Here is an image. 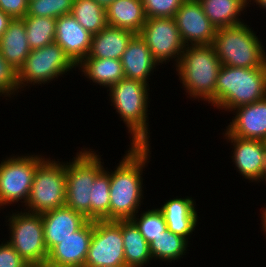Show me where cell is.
Listing matches in <instances>:
<instances>
[{"label":"cell","mask_w":266,"mask_h":267,"mask_svg":"<svg viewBox=\"0 0 266 267\" xmlns=\"http://www.w3.org/2000/svg\"><path fill=\"white\" fill-rule=\"evenodd\" d=\"M149 146L131 145L119 166L110 174V220H128L138 213L143 197L141 175L150 157Z\"/></svg>","instance_id":"1"},{"label":"cell","mask_w":266,"mask_h":267,"mask_svg":"<svg viewBox=\"0 0 266 267\" xmlns=\"http://www.w3.org/2000/svg\"><path fill=\"white\" fill-rule=\"evenodd\" d=\"M266 97V65L240 68L221 65L215 87V107L233 109Z\"/></svg>","instance_id":"2"},{"label":"cell","mask_w":266,"mask_h":267,"mask_svg":"<svg viewBox=\"0 0 266 267\" xmlns=\"http://www.w3.org/2000/svg\"><path fill=\"white\" fill-rule=\"evenodd\" d=\"M176 67L187 93L215 106V87L221 62L213 45L185 46Z\"/></svg>","instance_id":"3"},{"label":"cell","mask_w":266,"mask_h":267,"mask_svg":"<svg viewBox=\"0 0 266 267\" xmlns=\"http://www.w3.org/2000/svg\"><path fill=\"white\" fill-rule=\"evenodd\" d=\"M212 45L221 65L240 68L266 65L263 45L245 23L218 28Z\"/></svg>","instance_id":"4"},{"label":"cell","mask_w":266,"mask_h":267,"mask_svg":"<svg viewBox=\"0 0 266 267\" xmlns=\"http://www.w3.org/2000/svg\"><path fill=\"white\" fill-rule=\"evenodd\" d=\"M148 84L133 79H121L110 90V97L121 120L132 135L131 145H149L147 121Z\"/></svg>","instance_id":"5"},{"label":"cell","mask_w":266,"mask_h":267,"mask_svg":"<svg viewBox=\"0 0 266 267\" xmlns=\"http://www.w3.org/2000/svg\"><path fill=\"white\" fill-rule=\"evenodd\" d=\"M84 150L74 157V161L65 164L66 196L65 206L80 212L90 220V193L96 176L104 169L101 157Z\"/></svg>","instance_id":"6"},{"label":"cell","mask_w":266,"mask_h":267,"mask_svg":"<svg viewBox=\"0 0 266 267\" xmlns=\"http://www.w3.org/2000/svg\"><path fill=\"white\" fill-rule=\"evenodd\" d=\"M50 160V161H49ZM64 164V165H63ZM66 174L65 163L46 158L37 167L26 210L42 214L65 205Z\"/></svg>","instance_id":"7"},{"label":"cell","mask_w":266,"mask_h":267,"mask_svg":"<svg viewBox=\"0 0 266 267\" xmlns=\"http://www.w3.org/2000/svg\"><path fill=\"white\" fill-rule=\"evenodd\" d=\"M9 218L11 237L7 241L28 263H46L48 250L45 246L42 214L21 212Z\"/></svg>","instance_id":"8"},{"label":"cell","mask_w":266,"mask_h":267,"mask_svg":"<svg viewBox=\"0 0 266 267\" xmlns=\"http://www.w3.org/2000/svg\"><path fill=\"white\" fill-rule=\"evenodd\" d=\"M73 67L76 68V65L55 42L33 49L17 71L19 88L28 83L44 84L67 73Z\"/></svg>","instance_id":"9"},{"label":"cell","mask_w":266,"mask_h":267,"mask_svg":"<svg viewBox=\"0 0 266 267\" xmlns=\"http://www.w3.org/2000/svg\"><path fill=\"white\" fill-rule=\"evenodd\" d=\"M84 267H125L121 220L93 221L92 239Z\"/></svg>","instance_id":"10"},{"label":"cell","mask_w":266,"mask_h":267,"mask_svg":"<svg viewBox=\"0 0 266 267\" xmlns=\"http://www.w3.org/2000/svg\"><path fill=\"white\" fill-rule=\"evenodd\" d=\"M8 158L0 164V206L28 200L35 171L45 159L38 155ZM20 199V200H19Z\"/></svg>","instance_id":"11"},{"label":"cell","mask_w":266,"mask_h":267,"mask_svg":"<svg viewBox=\"0 0 266 267\" xmlns=\"http://www.w3.org/2000/svg\"><path fill=\"white\" fill-rule=\"evenodd\" d=\"M139 35L158 63L172 57L179 63L185 45L173 17L147 18Z\"/></svg>","instance_id":"12"},{"label":"cell","mask_w":266,"mask_h":267,"mask_svg":"<svg viewBox=\"0 0 266 267\" xmlns=\"http://www.w3.org/2000/svg\"><path fill=\"white\" fill-rule=\"evenodd\" d=\"M173 18L185 46L213 43L217 28L207 18L198 0H184Z\"/></svg>","instance_id":"13"},{"label":"cell","mask_w":266,"mask_h":267,"mask_svg":"<svg viewBox=\"0 0 266 267\" xmlns=\"http://www.w3.org/2000/svg\"><path fill=\"white\" fill-rule=\"evenodd\" d=\"M93 221L88 220L78 231L55 245L46 263L50 267H82L92 239Z\"/></svg>","instance_id":"14"},{"label":"cell","mask_w":266,"mask_h":267,"mask_svg":"<svg viewBox=\"0 0 266 267\" xmlns=\"http://www.w3.org/2000/svg\"><path fill=\"white\" fill-rule=\"evenodd\" d=\"M225 137L234 145L232 159L241 175L250 181H266V141Z\"/></svg>","instance_id":"15"},{"label":"cell","mask_w":266,"mask_h":267,"mask_svg":"<svg viewBox=\"0 0 266 267\" xmlns=\"http://www.w3.org/2000/svg\"><path fill=\"white\" fill-rule=\"evenodd\" d=\"M92 35L72 14L63 15L56 19L54 42L63 49L76 66L88 56Z\"/></svg>","instance_id":"16"},{"label":"cell","mask_w":266,"mask_h":267,"mask_svg":"<svg viewBox=\"0 0 266 267\" xmlns=\"http://www.w3.org/2000/svg\"><path fill=\"white\" fill-rule=\"evenodd\" d=\"M87 221L83 214L65 205L42 213L44 240L48 252L78 231Z\"/></svg>","instance_id":"17"},{"label":"cell","mask_w":266,"mask_h":267,"mask_svg":"<svg viewBox=\"0 0 266 267\" xmlns=\"http://www.w3.org/2000/svg\"><path fill=\"white\" fill-rule=\"evenodd\" d=\"M225 136L266 141V97L260 101L237 107Z\"/></svg>","instance_id":"18"},{"label":"cell","mask_w":266,"mask_h":267,"mask_svg":"<svg viewBox=\"0 0 266 267\" xmlns=\"http://www.w3.org/2000/svg\"><path fill=\"white\" fill-rule=\"evenodd\" d=\"M120 61L125 78L139 80L146 84L155 65H160L153 58L150 49L139 34L131 38Z\"/></svg>","instance_id":"19"},{"label":"cell","mask_w":266,"mask_h":267,"mask_svg":"<svg viewBox=\"0 0 266 267\" xmlns=\"http://www.w3.org/2000/svg\"><path fill=\"white\" fill-rule=\"evenodd\" d=\"M159 210L165 218L167 230L188 240L198 220L194 200L189 197L170 199Z\"/></svg>","instance_id":"20"},{"label":"cell","mask_w":266,"mask_h":267,"mask_svg":"<svg viewBox=\"0 0 266 267\" xmlns=\"http://www.w3.org/2000/svg\"><path fill=\"white\" fill-rule=\"evenodd\" d=\"M0 52L15 70H19L31 49L27 41L23 18L12 19L0 38Z\"/></svg>","instance_id":"21"},{"label":"cell","mask_w":266,"mask_h":267,"mask_svg":"<svg viewBox=\"0 0 266 267\" xmlns=\"http://www.w3.org/2000/svg\"><path fill=\"white\" fill-rule=\"evenodd\" d=\"M135 34L129 30L107 25L92 35L91 48L86 58H109L120 60L129 41Z\"/></svg>","instance_id":"22"},{"label":"cell","mask_w":266,"mask_h":267,"mask_svg":"<svg viewBox=\"0 0 266 267\" xmlns=\"http://www.w3.org/2000/svg\"><path fill=\"white\" fill-rule=\"evenodd\" d=\"M107 25L139 34L146 22L142 0H115L106 9Z\"/></svg>","instance_id":"23"},{"label":"cell","mask_w":266,"mask_h":267,"mask_svg":"<svg viewBox=\"0 0 266 267\" xmlns=\"http://www.w3.org/2000/svg\"><path fill=\"white\" fill-rule=\"evenodd\" d=\"M125 267H142L152 259L150 244L132 219L121 220Z\"/></svg>","instance_id":"24"},{"label":"cell","mask_w":266,"mask_h":267,"mask_svg":"<svg viewBox=\"0 0 266 267\" xmlns=\"http://www.w3.org/2000/svg\"><path fill=\"white\" fill-rule=\"evenodd\" d=\"M210 22L218 29L243 22L238 18L251 0H198ZM248 1V2H247Z\"/></svg>","instance_id":"25"},{"label":"cell","mask_w":266,"mask_h":267,"mask_svg":"<svg viewBox=\"0 0 266 267\" xmlns=\"http://www.w3.org/2000/svg\"><path fill=\"white\" fill-rule=\"evenodd\" d=\"M78 65L85 77L106 88L125 78L122 63L117 59L84 58Z\"/></svg>","instance_id":"26"},{"label":"cell","mask_w":266,"mask_h":267,"mask_svg":"<svg viewBox=\"0 0 266 267\" xmlns=\"http://www.w3.org/2000/svg\"><path fill=\"white\" fill-rule=\"evenodd\" d=\"M110 173L103 169L95 178L90 193V220H110Z\"/></svg>","instance_id":"27"},{"label":"cell","mask_w":266,"mask_h":267,"mask_svg":"<svg viewBox=\"0 0 266 267\" xmlns=\"http://www.w3.org/2000/svg\"><path fill=\"white\" fill-rule=\"evenodd\" d=\"M27 41L31 50L42 48L55 41L56 19L52 17L25 16Z\"/></svg>","instance_id":"28"},{"label":"cell","mask_w":266,"mask_h":267,"mask_svg":"<svg viewBox=\"0 0 266 267\" xmlns=\"http://www.w3.org/2000/svg\"><path fill=\"white\" fill-rule=\"evenodd\" d=\"M71 14L91 34L107 26L105 8L94 0H74Z\"/></svg>","instance_id":"29"},{"label":"cell","mask_w":266,"mask_h":267,"mask_svg":"<svg viewBox=\"0 0 266 267\" xmlns=\"http://www.w3.org/2000/svg\"><path fill=\"white\" fill-rule=\"evenodd\" d=\"M188 240L180 235L165 231L162 233L160 240H154L150 243V253L152 259H161L162 261L180 259L182 255H185Z\"/></svg>","instance_id":"30"},{"label":"cell","mask_w":266,"mask_h":267,"mask_svg":"<svg viewBox=\"0 0 266 267\" xmlns=\"http://www.w3.org/2000/svg\"><path fill=\"white\" fill-rule=\"evenodd\" d=\"M132 220L139 227L142 236L149 244L154 240H160L162 233L167 231L165 218L159 209L143 212L140 218L134 216Z\"/></svg>","instance_id":"31"},{"label":"cell","mask_w":266,"mask_h":267,"mask_svg":"<svg viewBox=\"0 0 266 267\" xmlns=\"http://www.w3.org/2000/svg\"><path fill=\"white\" fill-rule=\"evenodd\" d=\"M74 0H28L25 16L52 17L71 14Z\"/></svg>","instance_id":"32"},{"label":"cell","mask_w":266,"mask_h":267,"mask_svg":"<svg viewBox=\"0 0 266 267\" xmlns=\"http://www.w3.org/2000/svg\"><path fill=\"white\" fill-rule=\"evenodd\" d=\"M184 0H142L146 18L174 17Z\"/></svg>","instance_id":"33"},{"label":"cell","mask_w":266,"mask_h":267,"mask_svg":"<svg viewBox=\"0 0 266 267\" xmlns=\"http://www.w3.org/2000/svg\"><path fill=\"white\" fill-rule=\"evenodd\" d=\"M17 89H20L17 70L7 63L0 52V94L10 96V94L15 93Z\"/></svg>","instance_id":"34"},{"label":"cell","mask_w":266,"mask_h":267,"mask_svg":"<svg viewBox=\"0 0 266 267\" xmlns=\"http://www.w3.org/2000/svg\"><path fill=\"white\" fill-rule=\"evenodd\" d=\"M26 264L8 242L0 245V267H24Z\"/></svg>","instance_id":"35"},{"label":"cell","mask_w":266,"mask_h":267,"mask_svg":"<svg viewBox=\"0 0 266 267\" xmlns=\"http://www.w3.org/2000/svg\"><path fill=\"white\" fill-rule=\"evenodd\" d=\"M0 9L12 19L24 18L28 11V0H0Z\"/></svg>","instance_id":"36"},{"label":"cell","mask_w":266,"mask_h":267,"mask_svg":"<svg viewBox=\"0 0 266 267\" xmlns=\"http://www.w3.org/2000/svg\"><path fill=\"white\" fill-rule=\"evenodd\" d=\"M11 20L12 18L0 9V38L6 31L8 24Z\"/></svg>","instance_id":"37"},{"label":"cell","mask_w":266,"mask_h":267,"mask_svg":"<svg viewBox=\"0 0 266 267\" xmlns=\"http://www.w3.org/2000/svg\"><path fill=\"white\" fill-rule=\"evenodd\" d=\"M97 4L102 6L103 8H107L111 3H113L115 0H94Z\"/></svg>","instance_id":"38"},{"label":"cell","mask_w":266,"mask_h":267,"mask_svg":"<svg viewBox=\"0 0 266 267\" xmlns=\"http://www.w3.org/2000/svg\"><path fill=\"white\" fill-rule=\"evenodd\" d=\"M24 267H50L47 263H28Z\"/></svg>","instance_id":"39"},{"label":"cell","mask_w":266,"mask_h":267,"mask_svg":"<svg viewBox=\"0 0 266 267\" xmlns=\"http://www.w3.org/2000/svg\"><path fill=\"white\" fill-rule=\"evenodd\" d=\"M262 219L263 228L266 233V208L263 210Z\"/></svg>","instance_id":"40"},{"label":"cell","mask_w":266,"mask_h":267,"mask_svg":"<svg viewBox=\"0 0 266 267\" xmlns=\"http://www.w3.org/2000/svg\"><path fill=\"white\" fill-rule=\"evenodd\" d=\"M256 2L257 5H259L260 7L266 9V0H254Z\"/></svg>","instance_id":"41"}]
</instances>
